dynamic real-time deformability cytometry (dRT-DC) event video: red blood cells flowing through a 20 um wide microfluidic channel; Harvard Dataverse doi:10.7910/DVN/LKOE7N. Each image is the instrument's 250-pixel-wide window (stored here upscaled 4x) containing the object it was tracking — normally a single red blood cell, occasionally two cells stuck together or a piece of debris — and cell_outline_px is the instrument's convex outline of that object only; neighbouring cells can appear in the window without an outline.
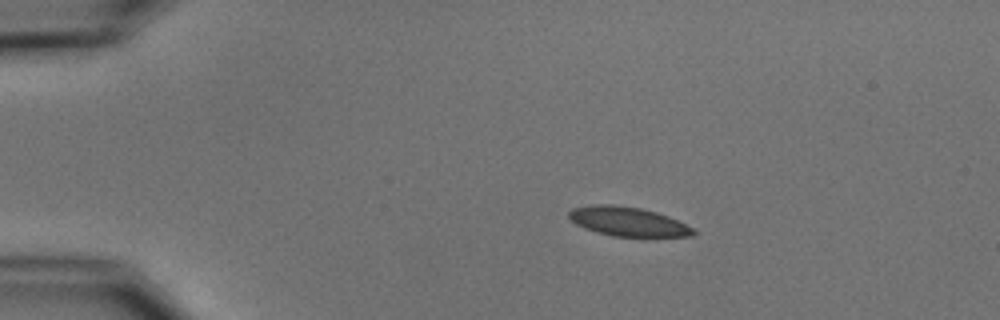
{"species": "common noctule bat (a hibernating species)", "species_latin": "Nyctalus noctula", "temperature_condition": "cold", "stored_images_in_passage": 5, "camera_frame_rate_fps": 3000, "um_per_image_px": 0.085, "animal": {"sex": "male", "body_mass_g": 15.6}, "frame": {"image": 1, "passage_image": 3, "time_ms": 2.333, "image_size_px": [1000, 320], "cell_outline_px": [[696, 232], [692, 236], [612, 236], [596, 232], [584, 228], [576, 224], [568, 216], [568, 212], [572, 208], [596, 204], [612, 204], [640, 208], [656, 212], [668, 216], [692, 228]], "centroid_in_image_um": [53.32, 18.82], "position_along_channel_um": 31.7, "area_um2": 20.92}}
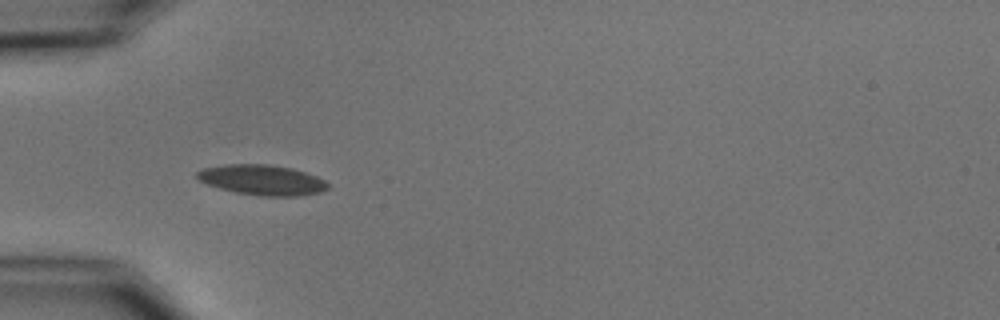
{"frame": {"image": 2, "passage_image": 5, "time_ms": 4.667, "image_size_px": [1000, 320], "cell_outline_px": [[328, 188], [320, 192], [300, 196], [260, 196], [236, 192], [220, 188], [208, 184], [200, 180], [196, 176], [196, 172], [204, 168], [224, 164], [268, 164], [292, 168], [316, 176], [324, 180], [328, 184]], "centroid_in_image_um": [22.28, 15.29], "position_along_channel_um": 62.7, "area_um2": 22.95}}